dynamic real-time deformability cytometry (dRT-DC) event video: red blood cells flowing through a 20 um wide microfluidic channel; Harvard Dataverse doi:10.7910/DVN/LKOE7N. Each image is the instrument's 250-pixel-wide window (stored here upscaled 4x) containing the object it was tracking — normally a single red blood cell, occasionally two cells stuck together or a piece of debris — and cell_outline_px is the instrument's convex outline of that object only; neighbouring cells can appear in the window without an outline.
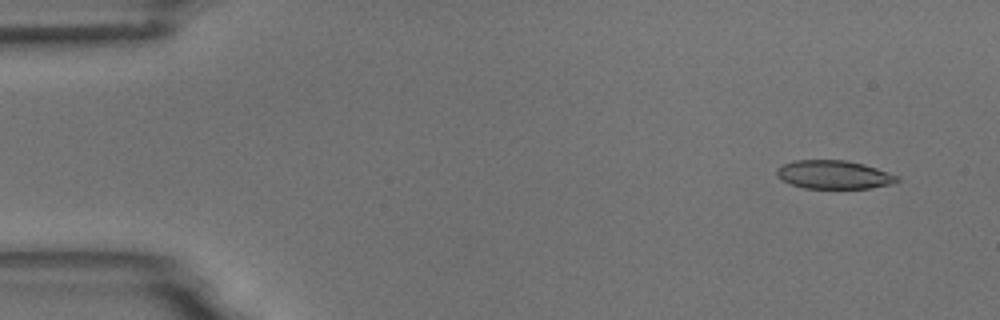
{"species": "common noctule bat (a hibernating species)", "species_latin": "Nyctalus noctula", "temperature_condition": "room temperature", "stored_images_in_passage": 6, "camera_frame_rate_fps": 3000, "um_per_image_px": 0.085, "animal": {"sex": "male", "body_mass_g": 18.8}, "frame": {"image": 1, "passage_image": 1, "time_ms": 0.0, "image_size_px": [1000, 320], "cell_outline_px": [[900, 180], [892, 184], [868, 188], [804, 188], [792, 184], [784, 180], [776, 172], [784, 164], [796, 160], [844, 160], [864, 164], [900, 176]], "centroid_in_image_um": [70.95, 14.84], "position_along_channel_um": 14.0, "area_um2": 19.65}}
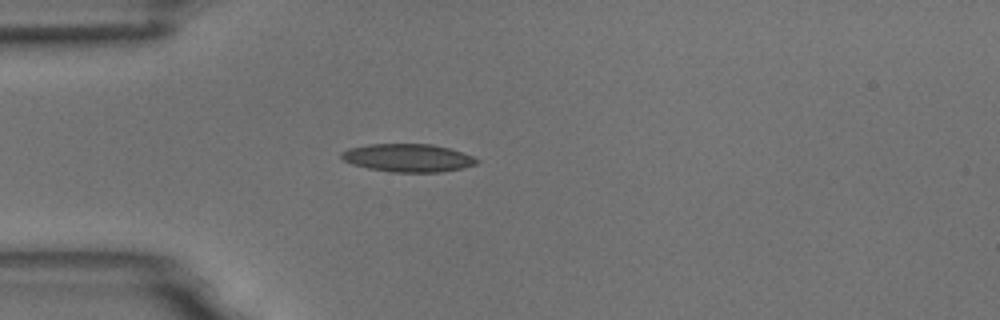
{"frame": {"image": 2, "passage_image": 4, "time_ms": 3.667, "image_size_px": [1000, 320], "cell_outline_px": [[480, 160], [476, 164], [464, 168], [440, 172], [392, 172], [368, 168], [352, 164], [344, 160], [340, 156], [340, 152], [348, 148], [368, 144], [432, 144], [448, 148], [472, 156]], "centroid_in_image_um": [34.65, 13.42], "position_along_channel_um": 50.3, "area_um2": 22.08}}